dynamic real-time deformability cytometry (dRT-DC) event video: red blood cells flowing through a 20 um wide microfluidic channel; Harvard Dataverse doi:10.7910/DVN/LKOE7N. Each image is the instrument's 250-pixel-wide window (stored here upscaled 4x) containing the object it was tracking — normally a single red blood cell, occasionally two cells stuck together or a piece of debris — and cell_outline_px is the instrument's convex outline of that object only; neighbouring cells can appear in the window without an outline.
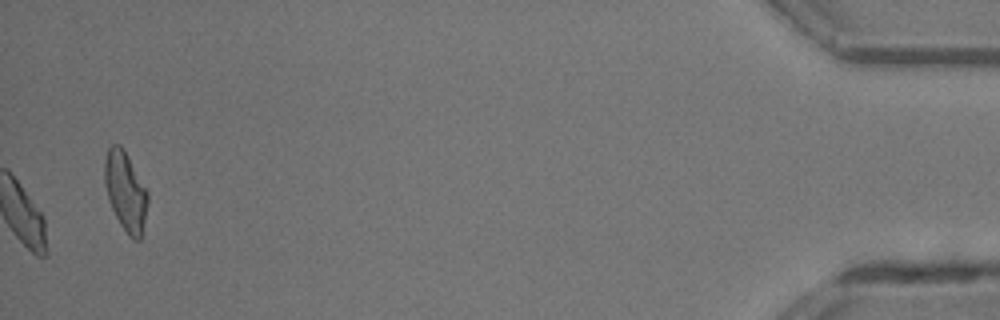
{"species": "common noctule bat (a hibernating species)", "species_latin": "Nyctalus noctula", "temperature_condition": "room temperature", "stored_images_in_passage": 47, "camera_frame_rate_fps": 3000, "um_per_image_px": 0.085, "animal": {"sex": "male", "body_mass_g": 13.3}, "frame": {"image": 1, "passage_image": 47, "time_ms": 15.333, "image_size_px": [1000, 320], "cell_outline_px": [[148, 204], [140, 240], [132, 240], [128, 236], [120, 224], [108, 200], [104, 180], [104, 160], [108, 148], [112, 144], [120, 144], [148, 192]], "centroid_in_image_um": [10.65, 16.29], "position_along_channel_um": 424.5, "area_um2": 19.77}, "authors_computed_cell_mechanics": {"area_um2": 18.8428, "velocity_mm_per_s": 4.3628, "shape_relaxation_time_tau1_ms": 2.7362, "shape_relaxation_time_tau2_ms": 3.4446, "deformation_change_tau1": 0.121, "deformation_change_tau2": 0.0951}}